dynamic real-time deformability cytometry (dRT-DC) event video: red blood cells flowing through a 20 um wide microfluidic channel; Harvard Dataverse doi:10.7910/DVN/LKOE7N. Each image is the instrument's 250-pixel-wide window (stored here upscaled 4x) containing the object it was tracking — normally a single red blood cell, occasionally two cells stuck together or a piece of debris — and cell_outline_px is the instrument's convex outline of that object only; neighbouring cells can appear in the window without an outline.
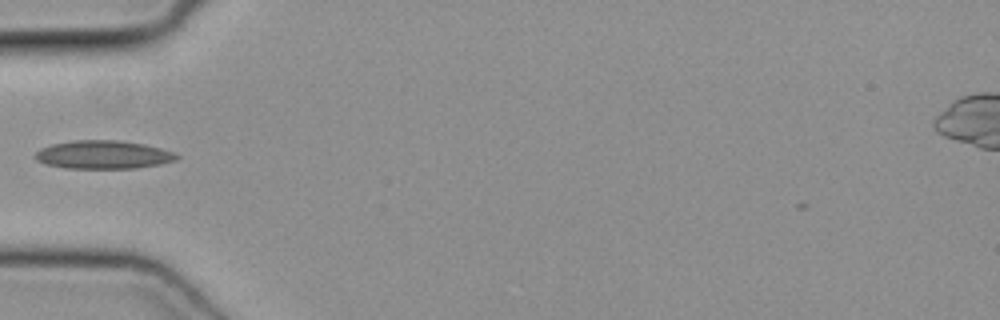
{"species": "common noctule bat (a hibernating species)", "species_latin": "Nyctalus noctula", "temperature_condition": "cold", "stored_images_in_passage": 34, "camera_frame_rate_fps": 3000, "um_per_image_px": 0.085, "animal": {"sex": "female", "body_mass_g": 19.3, "forearm_length_mm": 54.1}, "frame": {"image": 1, "passage_image": 1, "time_ms": 0.0, "image_size_px": [1000, 320], "cell_outline_px": [[180, 156], [176, 160], [160, 164], [136, 168], [64, 168], [44, 164], [36, 160], [32, 156], [40, 148], [52, 144], [76, 140], [116, 140], [144, 144], [160, 148], [172, 152]], "centroid_in_image_um": [8.73, 13.15], "position_along_channel_um": 76.3, "area_um2": 23.35}}
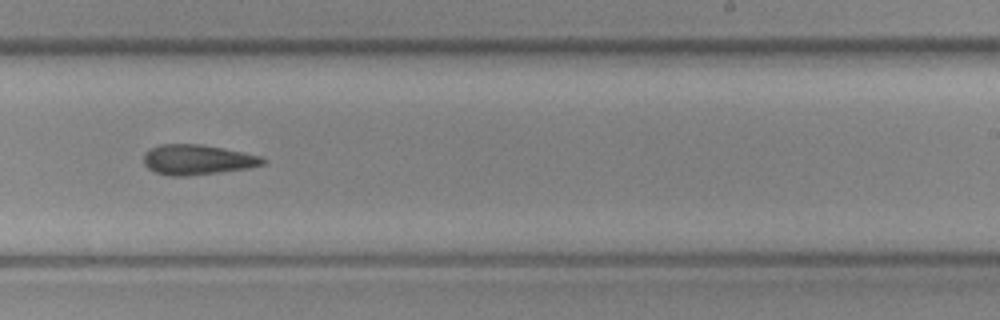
{"frame": {"image": 2, "passage_image": 15, "time_ms": 4.667, "image_size_px": [1000, 320], "cell_outline_px": [[268, 160], [264, 164], [248, 168], [220, 172], [188, 176], [172, 176], [156, 172], [148, 168], [144, 164], [144, 152], [160, 144], [200, 144], [260, 156]], "centroid_in_image_um": [16.76, 13.58], "position_along_channel_um": 272.2, "area_um2": 20.69}}
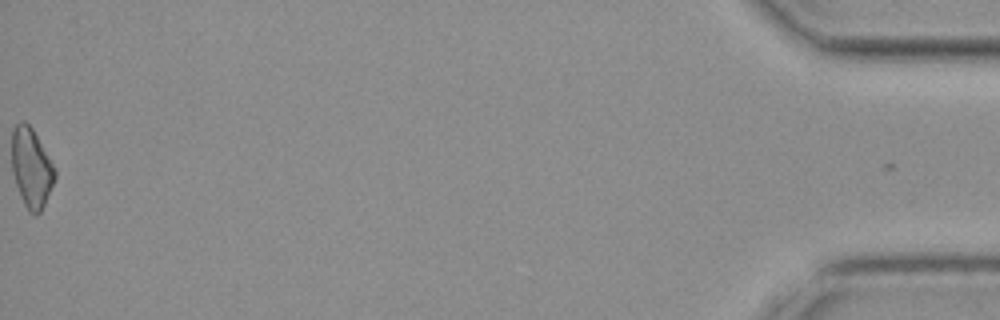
{"frame": {"image": 3, "passage_image": 34, "time_ms": 11.0, "image_size_px": [1000, 320], "cell_outline_px": [[56, 176], [44, 204], [40, 212], [36, 216], [28, 212], [20, 196], [12, 172], [12, 128], [20, 120], [24, 120], [32, 128], [52, 164], [56, 172]], "centroid_in_image_um": [2.63, 14.27], "position_along_channel_um": 432.6, "area_um2": 19.71}}